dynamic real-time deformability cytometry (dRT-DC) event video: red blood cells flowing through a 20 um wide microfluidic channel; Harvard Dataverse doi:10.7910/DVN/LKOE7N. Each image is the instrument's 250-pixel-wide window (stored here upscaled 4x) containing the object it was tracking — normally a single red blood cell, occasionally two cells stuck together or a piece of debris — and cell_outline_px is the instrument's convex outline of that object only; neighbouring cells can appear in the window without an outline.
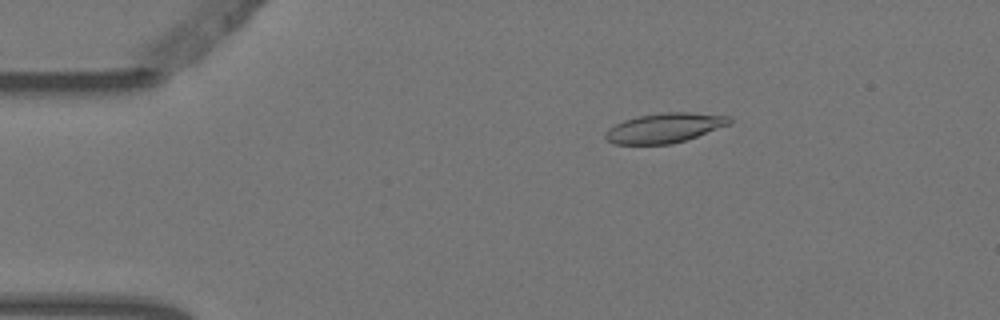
{"species": "Egyptian fruit bat (a non-hibernating species)", "species_latin": "Rousettus aegyptiacus", "temperature_condition": "warm", "stored_images_in_passage": 2, "camera_frame_rate_fps": 3000, "um_per_image_px": 0.085, "animal": {"sex": "female"}, "frame": {"image": 1, "passage_image": 1, "time_ms": 0.0, "image_size_px": [1000, 320], "cell_outline_px": [[732, 124], [672, 144], [616, 144], [608, 140], [604, 136], [604, 132], [608, 128], [624, 120], [636, 116], [660, 112], [688, 112], [732, 116]], "centroid_in_image_um": [56.5, 10.86], "position_along_channel_um": 28.5, "area_um2": 21.56}}